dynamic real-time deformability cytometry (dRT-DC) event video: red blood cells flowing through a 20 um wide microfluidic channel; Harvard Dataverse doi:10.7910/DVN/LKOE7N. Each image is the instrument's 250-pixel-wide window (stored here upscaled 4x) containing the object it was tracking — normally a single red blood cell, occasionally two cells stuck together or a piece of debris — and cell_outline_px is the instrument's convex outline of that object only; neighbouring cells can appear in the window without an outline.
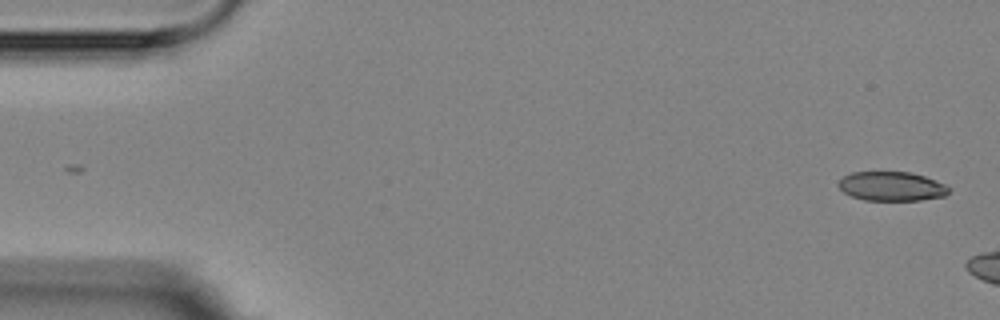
{"species": "Egyptian fruit bat (a non-hibernating species)", "species_latin": "Rousettus aegyptiacus", "temperature_condition": "room temperature", "stored_images_in_passage": 2, "camera_frame_rate_fps": 3000, "um_per_image_px": 0.085, "animal": {"sex": "female"}, "frame": {"image": 1, "passage_image": 1, "time_ms": 0.0, "image_size_px": [1000, 320], "cell_outline_px": [[952, 188], [944, 196], [920, 200], [864, 200], [852, 196], [844, 192], [836, 184], [844, 176], [852, 172], [912, 172], [924, 176], [944, 184]], "centroid_in_image_um": [75.79, 15.83], "position_along_channel_um": 9.2, "area_um2": 18.73}}